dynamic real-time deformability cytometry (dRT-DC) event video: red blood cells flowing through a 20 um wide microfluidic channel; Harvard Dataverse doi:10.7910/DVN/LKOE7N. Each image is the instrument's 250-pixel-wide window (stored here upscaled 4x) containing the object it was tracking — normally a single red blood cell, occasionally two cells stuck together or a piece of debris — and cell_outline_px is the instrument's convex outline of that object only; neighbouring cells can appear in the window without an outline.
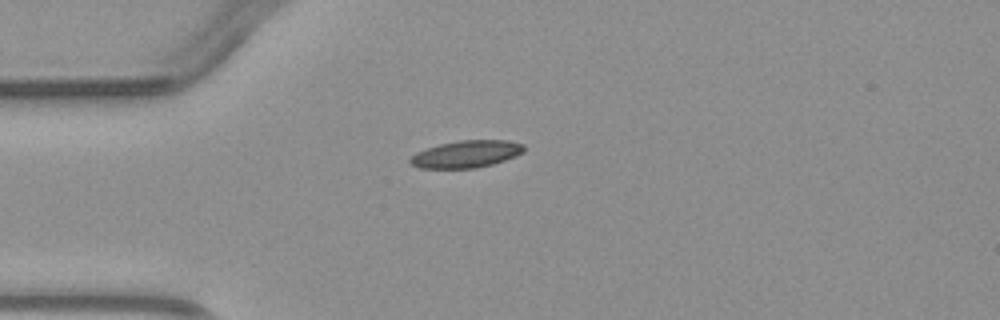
{"species": "common noctule bat (a hibernating species)", "species_latin": "Nyctalus noctula", "temperature_condition": "warm", "stored_images_in_passage": 6, "camera_frame_rate_fps": 3000, "um_per_image_px": 0.085, "animal": {"sex": "male", "body_mass_g": 23.1, "forearm_length_mm": 52.7}, "frame": {"image": 1, "passage_image": 6, "time_ms": 6.0, "image_size_px": [1000, 320], "cell_outline_px": [[524, 152], [516, 156], [492, 164], [476, 168], [420, 168], [412, 164], [408, 160], [416, 152], [440, 144], [460, 140], [508, 140], [524, 144]], "centroid_in_image_um": [39.66, 13.09], "position_along_channel_um": 45.3, "area_um2": 17.92}}